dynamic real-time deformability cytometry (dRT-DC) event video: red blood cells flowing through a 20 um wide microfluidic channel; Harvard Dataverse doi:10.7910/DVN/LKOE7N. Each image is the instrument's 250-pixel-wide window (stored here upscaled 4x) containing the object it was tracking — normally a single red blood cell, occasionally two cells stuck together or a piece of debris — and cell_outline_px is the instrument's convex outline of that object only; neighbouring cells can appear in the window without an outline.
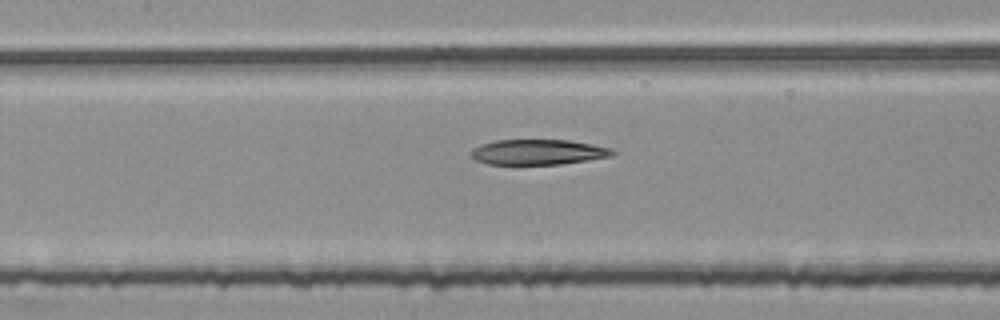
{"species": "common noctule bat (a hibernating species)", "species_latin": "Nyctalus noctula", "temperature_condition": "room temperature", "stored_images_in_passage": 53, "segment_of_instrument_passage": [2, 2], "camera_frame_rate_fps": 3000, "um_per_image_px": 0.085, "animal": {"sex": "female", "body_mass_g": 25.1}, "frame": {"image": 1, "passage_image": 24, "time_ms": 7.667, "image_size_px": [1000, 320], "cell_outline_px": [[616, 152], [612, 156], [588, 160], [560, 164], [488, 164], [476, 160], [472, 156], [472, 148], [480, 144], [496, 140], [568, 140], [592, 144], [612, 148]], "centroid_in_image_um": [45.75, 12.92], "position_along_channel_um": 161.6, "area_um2": 20.81}}
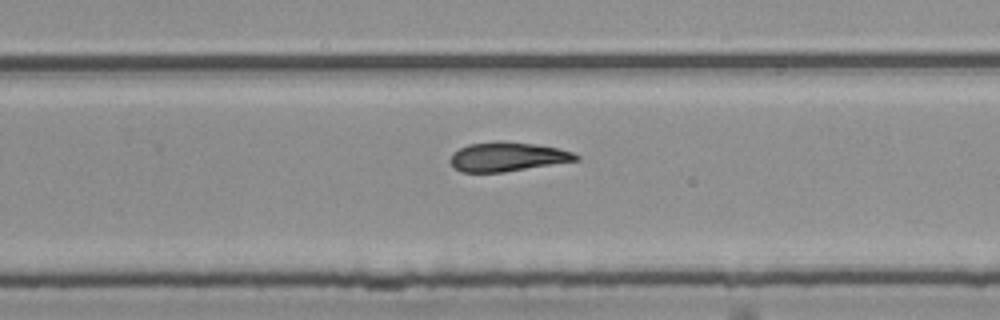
{"frame": {"image": 2, "passage_image": 34, "time_ms": 11.0, "image_size_px": [1000, 320], "cell_outline_px": [[580, 160], [504, 172], [460, 172], [448, 160], [460, 148], [468, 144], [496, 140], [500, 140], [536, 144], [560, 148], [572, 152], [580, 156]], "centroid_in_image_um": [43.16, 13.31], "position_along_channel_um": 286.6, "area_um2": 21.5}}
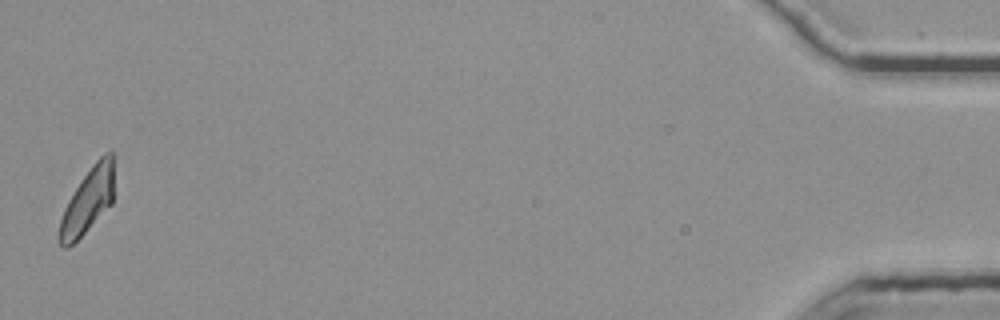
{"frame": {"image": 3, "passage_image": 53, "time_ms": 17.333, "image_size_px": [1000, 320], "cell_outline_px": [[112, 204], [68, 248], [64, 248], [56, 240], [56, 236], [60, 220], [64, 208], [68, 200], [92, 164], [104, 152], [112, 152]], "centroid_in_image_um": [7.4, 17.11], "position_along_channel_um": 427.8, "area_um2": 20.4}}